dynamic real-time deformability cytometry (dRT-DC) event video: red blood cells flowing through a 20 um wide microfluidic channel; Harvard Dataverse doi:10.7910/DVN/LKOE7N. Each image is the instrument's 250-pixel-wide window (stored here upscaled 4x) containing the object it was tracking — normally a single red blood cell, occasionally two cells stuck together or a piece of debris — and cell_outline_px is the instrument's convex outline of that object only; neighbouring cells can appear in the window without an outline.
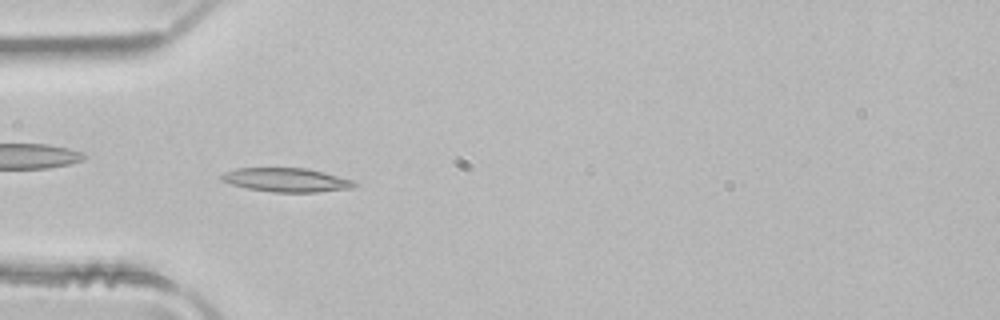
{"species": "common noctule bat (a hibernating species)", "species_latin": "Nyctalus noctula", "temperature_condition": "room temperature", "stored_images_in_passage": 6, "camera_frame_rate_fps": 3000, "um_per_image_px": 0.085, "animal": {"sex": "male", "body_mass_g": 21.5, "forearm_length_mm": 52.0}, "frame": {"image": 1, "passage_image": 4, "time_ms": 1.0, "image_size_px": [1000, 320], "cell_outline_px": [[360, 184], [352, 188], [316, 192], [272, 192], [248, 188], [232, 184], [220, 180], [220, 176], [224, 172], [236, 168], [304, 168], [324, 172], [352, 180]], "centroid_in_image_um": [24.34, 15.29], "position_along_channel_um": 60.7, "area_um2": 18.44}}
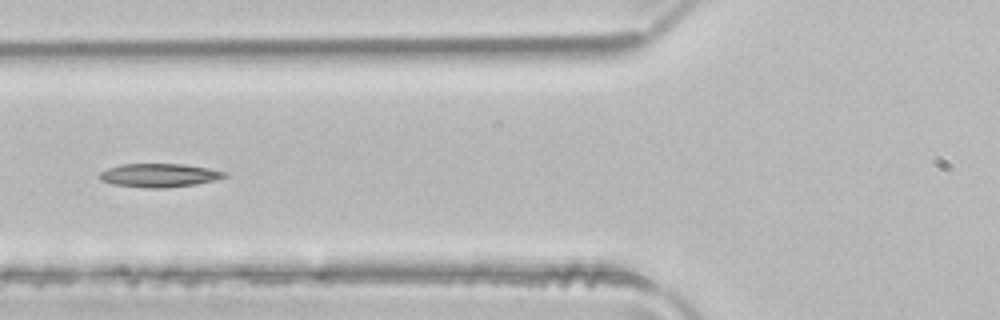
{"frame": {"image": 2, "passage_image": 5, "time_ms": 1.333, "image_size_px": [1000, 320], "cell_outline_px": [[228, 176], [216, 180], [196, 184], [164, 188], [148, 188], [112, 184], [100, 180], [100, 172], [108, 168], [120, 164], [184, 164], [208, 168], [228, 172]], "centroid_in_image_um": [13.56, 14.9], "position_along_channel_um": 112.2, "area_um2": 17.22}}
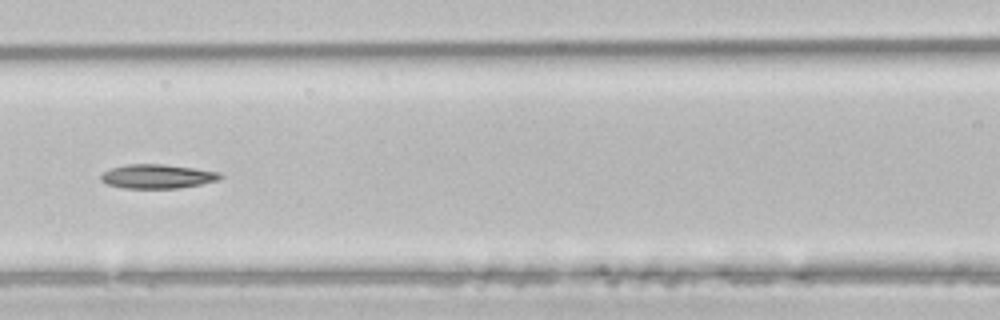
{"frame": {"image": 3, "passage_image": 6, "time_ms": 1.667, "image_size_px": [1000, 320], "cell_outline_px": [[224, 176], [220, 180], [180, 188], [124, 188], [108, 184], [100, 180], [100, 176], [104, 172], [112, 168], [128, 164], [160, 164], [192, 168], [220, 172]], "centroid_in_image_um": [13.4, 15.0], "position_along_channel_um": 153.2, "area_um2": 16.65}}